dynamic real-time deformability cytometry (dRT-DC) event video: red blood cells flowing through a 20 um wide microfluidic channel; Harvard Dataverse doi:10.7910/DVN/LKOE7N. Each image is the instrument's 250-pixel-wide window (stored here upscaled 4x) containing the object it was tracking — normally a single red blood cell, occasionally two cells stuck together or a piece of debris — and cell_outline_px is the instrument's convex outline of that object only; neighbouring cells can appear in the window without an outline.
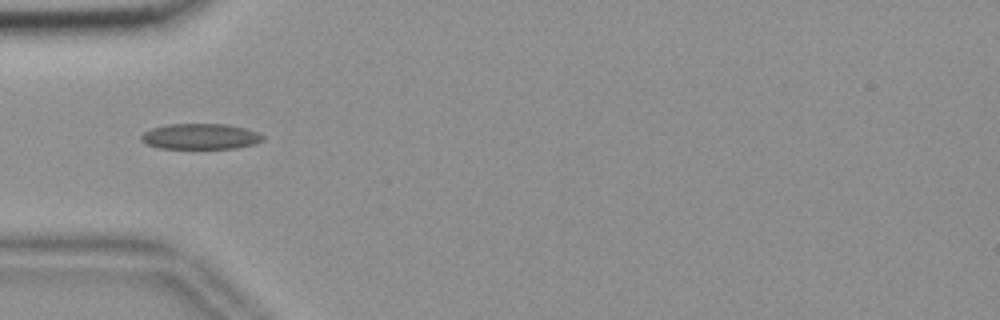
{"species": "common noctule bat (a hibernating species)", "species_latin": "Nyctalus noctula", "temperature_condition": "room temperature", "stored_images_in_passage": 5, "camera_frame_rate_fps": 3000, "um_per_image_px": 0.085, "animal": {"sex": "female", "body_mass_g": 18.4}, "frame": {"image": 1, "passage_image": 1, "time_ms": 0.0, "image_size_px": [1000, 320], "cell_outline_px": [[264, 140], [252, 144], [236, 148], [160, 148], [148, 144], [140, 140], [140, 136], [144, 132], [152, 128], [168, 124], [228, 124], [244, 128], [256, 132], [264, 136]], "centroid_in_image_um": [17.02, 11.59], "position_along_channel_um": 68.0, "area_um2": 18.03}}